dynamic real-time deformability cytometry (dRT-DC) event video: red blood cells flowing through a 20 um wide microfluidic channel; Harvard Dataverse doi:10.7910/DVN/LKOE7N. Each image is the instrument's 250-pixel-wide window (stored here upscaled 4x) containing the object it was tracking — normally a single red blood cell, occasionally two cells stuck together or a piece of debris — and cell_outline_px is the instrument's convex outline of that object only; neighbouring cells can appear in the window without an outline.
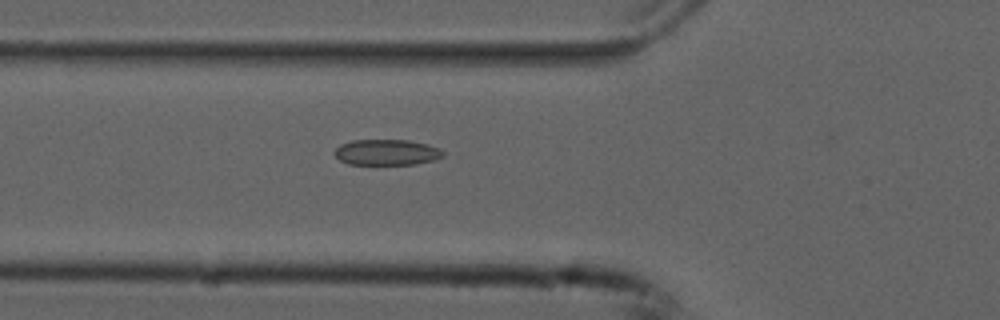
{"species": "common noctule bat (a hibernating species)", "species_latin": "Nyctalus noctula", "temperature_condition": "cold", "stored_images_in_passage": 28, "camera_frame_rate_fps": 3000, "um_per_image_px": 0.085, "animal": {"sex": "male", "forearm_length_mm": 52.5}, "frame": {"image": 1, "passage_image": 6, "time_ms": 1.667, "image_size_px": [1000, 320], "cell_outline_px": [[444, 156], [436, 160], [416, 164], [348, 164], [340, 160], [332, 152], [340, 144], [352, 140], [408, 140], [428, 144], [440, 148], [444, 152]], "centroid_in_image_um": [32.89, 12.94], "position_along_channel_um": 92.9, "area_um2": 16.47}}
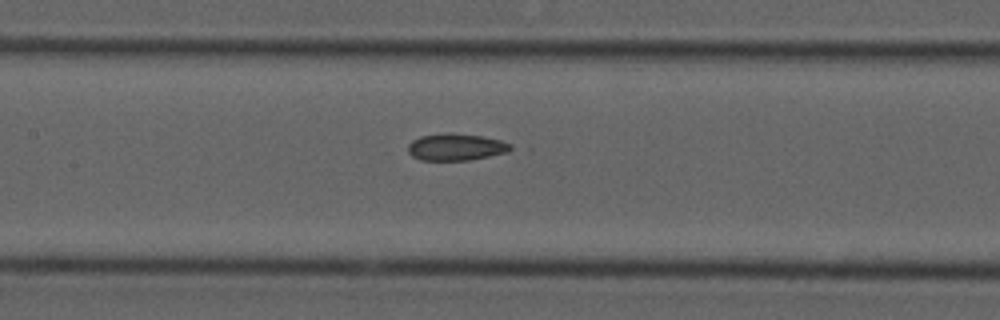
{"frame": {"image": 2, "passage_image": 12, "time_ms": 3.667, "image_size_px": [1000, 320], "cell_outline_px": [[516, 148], [508, 152], [468, 160], [420, 160], [412, 156], [408, 152], [408, 144], [412, 140], [420, 136], [484, 136], [500, 140], [512, 144]], "centroid_in_image_um": [38.81, 12.55], "position_along_channel_um": 168.6, "area_um2": 15.37}}
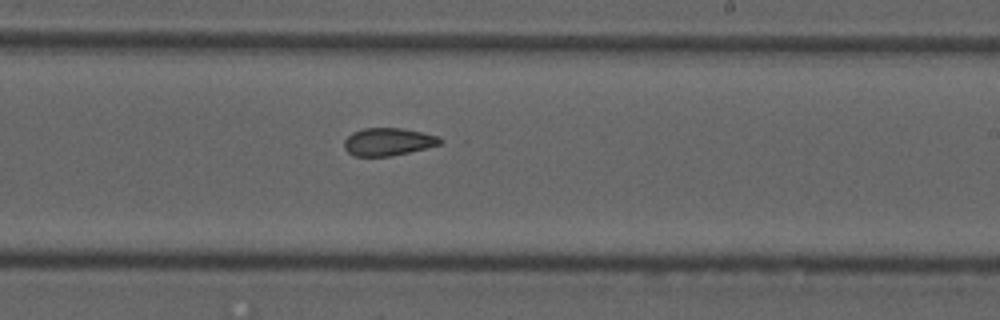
{"frame": {"image": 3, "passage_image": 19, "time_ms": 6.0, "image_size_px": [1000, 320], "cell_outline_px": [[448, 140], [440, 144], [392, 156], [352, 156], [344, 148], [344, 140], [352, 132], [364, 128], [404, 128], [440, 136]], "centroid_in_image_um": [33.02, 12.04], "position_along_channel_um": 256.0, "area_um2": 15.66}}